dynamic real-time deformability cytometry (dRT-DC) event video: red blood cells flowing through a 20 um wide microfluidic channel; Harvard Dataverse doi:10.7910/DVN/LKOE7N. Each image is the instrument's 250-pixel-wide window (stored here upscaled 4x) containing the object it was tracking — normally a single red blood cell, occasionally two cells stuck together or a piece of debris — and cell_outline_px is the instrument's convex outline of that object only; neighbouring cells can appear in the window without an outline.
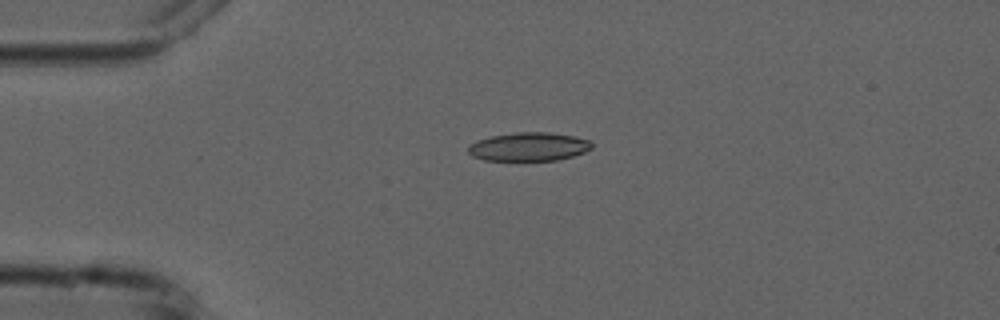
{"species": "common noctule bat (a hibernating species)", "species_latin": "Nyctalus noctula", "temperature_condition": "cold", "stored_images_in_passage": 3, "camera_frame_rate_fps": 3000, "um_per_image_px": 0.085, "animal": {"sex": "male", "forearm_length_mm": 52.5}, "frame": {"image": 1, "passage_image": 1, "time_ms": 0.0, "image_size_px": [1000, 320], "cell_outline_px": [[592, 148], [584, 152], [572, 156], [556, 160], [484, 160], [472, 156], [468, 152], [468, 144], [476, 140], [492, 136], [516, 132], [548, 132], [572, 136], [592, 140]], "centroid_in_image_um": [44.93, 12.46], "position_along_channel_um": 40.1, "area_um2": 20.58}}
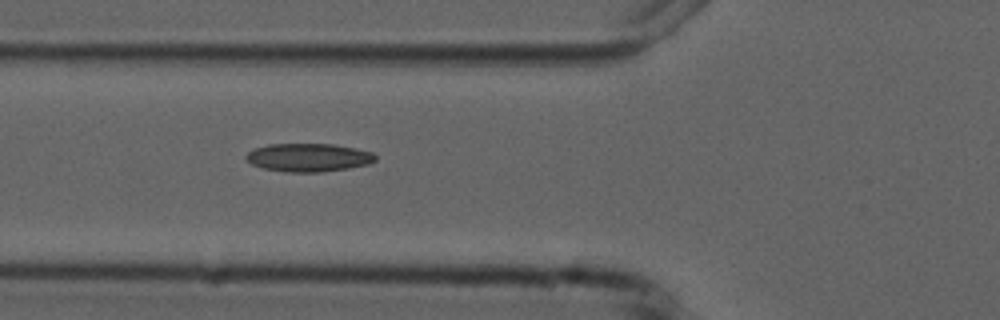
{"frame": {"image": 2, "passage_image": 3, "time_ms": 2.333, "image_size_px": [1000, 320], "cell_outline_px": [[376, 160], [368, 164], [348, 168], [324, 172], [284, 172], [264, 168], [252, 164], [244, 156], [248, 152], [256, 148], [268, 144], [332, 144], [356, 148], [372, 152], [376, 156]], "centroid_in_image_um": [26.23, 13.39], "position_along_channel_um": 99.6, "area_um2": 21.27}}